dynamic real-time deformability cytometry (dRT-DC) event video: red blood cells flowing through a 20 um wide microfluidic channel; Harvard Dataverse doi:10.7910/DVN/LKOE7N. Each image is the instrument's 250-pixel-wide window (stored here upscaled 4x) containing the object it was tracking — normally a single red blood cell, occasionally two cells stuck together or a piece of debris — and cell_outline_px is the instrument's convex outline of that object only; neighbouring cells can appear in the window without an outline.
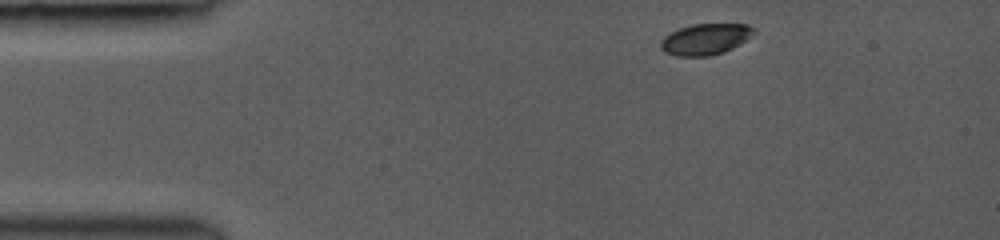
{"species": "common noctule bat (a hibernating species)", "species_latin": "Nyctalus noctula", "temperature_condition": "room temperature", "stored_images_in_passage": 4, "camera_frame_rate_fps": 3000, "um_per_image_px": 0.085, "animal": {"sex": "female", "body_mass_g": 19.0, "forearm_length_mm": 53.3}, "frame": {"image": 1, "passage_image": 1, "time_ms": 0.0, "image_size_px": [1000, 240], "cell_outline_px": [[756, 32], [752, 36], [740, 44], [724, 52], [708, 56], [676, 56], [664, 52], [660, 48], [660, 40], [668, 32], [692, 24], [748, 24], [756, 28]], "centroid_in_image_um": [59.95, 3.32], "position_along_channel_um": 25.0, "area_um2": 17.17}}
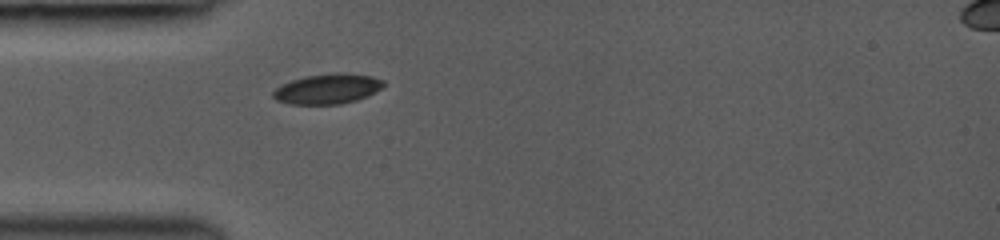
{"frame": {"image": 2, "passage_image": 4, "time_ms": 2.333, "image_size_px": [1000, 240], "cell_outline_px": [[384, 88], [368, 96], [356, 100], [340, 104], [288, 104], [276, 100], [272, 96], [272, 92], [280, 84], [304, 76], [336, 72], [340, 72], [372, 76], [384, 80]], "centroid_in_image_um": [27.85, 7.55], "position_along_channel_um": 57.2, "area_um2": 19.65}}